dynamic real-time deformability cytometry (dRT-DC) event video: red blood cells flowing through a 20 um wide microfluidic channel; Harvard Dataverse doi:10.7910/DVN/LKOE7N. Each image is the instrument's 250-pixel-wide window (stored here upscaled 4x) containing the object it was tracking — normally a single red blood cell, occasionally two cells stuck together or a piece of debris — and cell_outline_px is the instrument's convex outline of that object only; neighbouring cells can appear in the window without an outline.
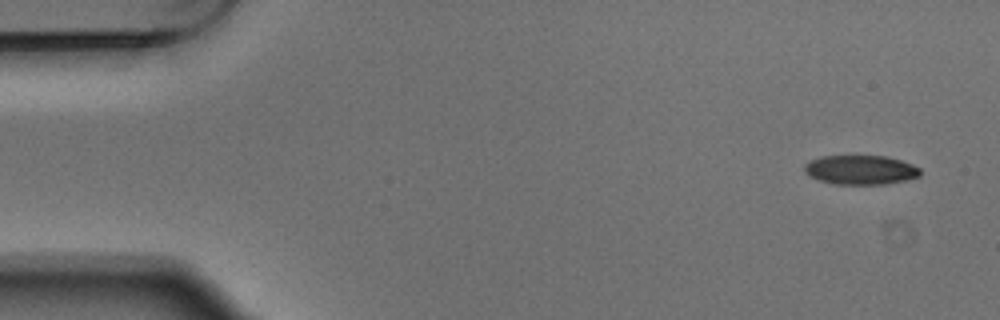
{"species": "Egyptian fruit bat (a non-hibernating species)", "species_latin": "Rousettus aegyptiacus", "temperature_condition": "warm", "stored_images_in_passage": 6, "camera_frame_rate_fps": 3000, "um_per_image_px": 0.085, "animal": {"sex": "male"}, "frame": {"image": 1, "passage_image": 1, "time_ms": 0.0, "image_size_px": [1000, 320], "cell_outline_px": [[920, 176], [904, 180], [884, 184], [836, 184], [820, 180], [804, 172], [804, 164], [820, 156], [888, 156], [912, 164], [920, 168]], "centroid_in_image_um": [73.16, 14.43], "position_along_channel_um": 11.8, "area_um2": 19.59}}
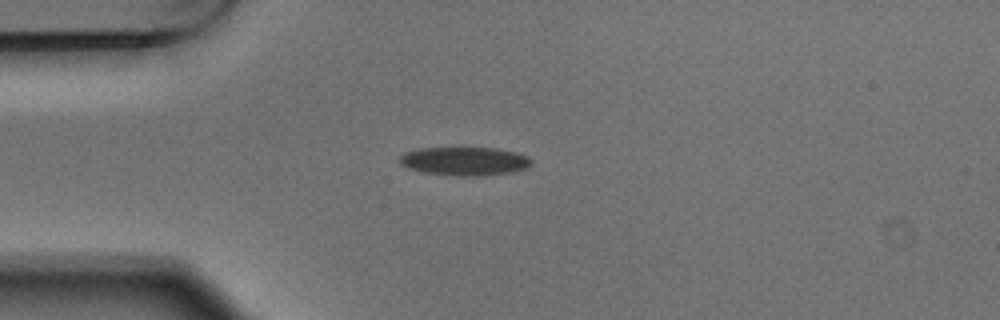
{"frame": {"image": 2, "passage_image": 4, "time_ms": 1.0, "image_size_px": [1000, 320], "cell_outline_px": [[532, 164], [528, 168], [512, 172], [480, 176], [460, 176], [424, 172], [408, 168], [400, 164], [400, 156], [404, 152], [416, 148], [496, 148], [516, 152], [528, 156], [532, 160]], "centroid_in_image_um": [39.51, 13.7], "position_along_channel_um": 45.5, "area_um2": 22.02}}
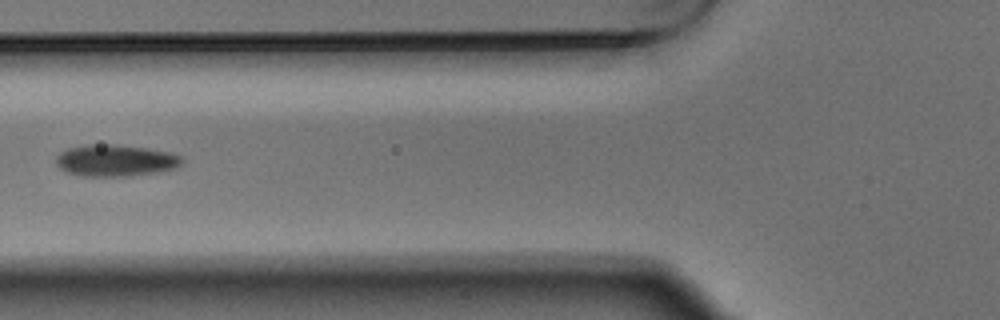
{"frame": {"image": 3, "passage_image": 6, "time_ms": 1.667, "image_size_px": [1000, 320], "cell_outline_px": [[184, 160], [176, 168], [156, 172], [128, 176], [80, 176], [64, 172], [56, 164], [56, 156], [60, 152], [68, 148], [88, 144], [112, 144], [144, 148], [172, 152], [180, 156]], "centroid_in_image_um": [9.78, 13.64], "position_along_channel_um": 116.0, "area_um2": 23.35}}